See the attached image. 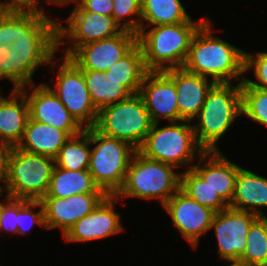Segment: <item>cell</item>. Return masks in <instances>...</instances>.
<instances>
[{"mask_svg": "<svg viewBox=\"0 0 267 266\" xmlns=\"http://www.w3.org/2000/svg\"><path fill=\"white\" fill-rule=\"evenodd\" d=\"M58 22L44 12H19V37L7 52L4 79L13 83L12 89L35 84L32 76L41 65H55L58 50Z\"/></svg>", "mask_w": 267, "mask_h": 266, "instance_id": "cell-1", "label": "cell"}, {"mask_svg": "<svg viewBox=\"0 0 267 266\" xmlns=\"http://www.w3.org/2000/svg\"><path fill=\"white\" fill-rule=\"evenodd\" d=\"M211 26L207 19L196 31L183 68L206 78L210 76L214 83H232V79L241 83L245 51L212 35Z\"/></svg>", "mask_w": 267, "mask_h": 266, "instance_id": "cell-2", "label": "cell"}, {"mask_svg": "<svg viewBox=\"0 0 267 266\" xmlns=\"http://www.w3.org/2000/svg\"><path fill=\"white\" fill-rule=\"evenodd\" d=\"M207 19L157 25L151 27V30L140 29L137 43L142 49L146 69L165 71L183 67L192 38Z\"/></svg>", "mask_w": 267, "mask_h": 266, "instance_id": "cell-3", "label": "cell"}, {"mask_svg": "<svg viewBox=\"0 0 267 266\" xmlns=\"http://www.w3.org/2000/svg\"><path fill=\"white\" fill-rule=\"evenodd\" d=\"M215 83L192 124L197 144L204 151H219L217 142L241 116V83Z\"/></svg>", "mask_w": 267, "mask_h": 266, "instance_id": "cell-4", "label": "cell"}, {"mask_svg": "<svg viewBox=\"0 0 267 266\" xmlns=\"http://www.w3.org/2000/svg\"><path fill=\"white\" fill-rule=\"evenodd\" d=\"M174 166L145 157L138 150L133 155L122 188L115 195L156 199L163 206L179 189L181 173Z\"/></svg>", "mask_w": 267, "mask_h": 266, "instance_id": "cell-5", "label": "cell"}, {"mask_svg": "<svg viewBox=\"0 0 267 266\" xmlns=\"http://www.w3.org/2000/svg\"><path fill=\"white\" fill-rule=\"evenodd\" d=\"M158 125L153 123L138 151L149 159L170 164L176 169L186 165L191 169L195 156L204 152L197 144L192 122L181 120L163 127Z\"/></svg>", "mask_w": 267, "mask_h": 266, "instance_id": "cell-6", "label": "cell"}, {"mask_svg": "<svg viewBox=\"0 0 267 266\" xmlns=\"http://www.w3.org/2000/svg\"><path fill=\"white\" fill-rule=\"evenodd\" d=\"M91 149L88 170L95 184L107 195L122 188L130 161L137 151L130 143L105 136L91 127Z\"/></svg>", "mask_w": 267, "mask_h": 266, "instance_id": "cell-7", "label": "cell"}, {"mask_svg": "<svg viewBox=\"0 0 267 266\" xmlns=\"http://www.w3.org/2000/svg\"><path fill=\"white\" fill-rule=\"evenodd\" d=\"M55 159L32 154L13 146L8 158L7 196L41 200L48 192Z\"/></svg>", "mask_w": 267, "mask_h": 266, "instance_id": "cell-8", "label": "cell"}, {"mask_svg": "<svg viewBox=\"0 0 267 266\" xmlns=\"http://www.w3.org/2000/svg\"><path fill=\"white\" fill-rule=\"evenodd\" d=\"M152 125L144 101L137 93L100 109L94 128L105 136L126 141L138 150Z\"/></svg>", "mask_w": 267, "mask_h": 266, "instance_id": "cell-9", "label": "cell"}, {"mask_svg": "<svg viewBox=\"0 0 267 266\" xmlns=\"http://www.w3.org/2000/svg\"><path fill=\"white\" fill-rule=\"evenodd\" d=\"M62 59L55 86L48 87L83 128L94 127L98 110L91 101L82 70L70 58Z\"/></svg>", "mask_w": 267, "mask_h": 266, "instance_id": "cell-10", "label": "cell"}, {"mask_svg": "<svg viewBox=\"0 0 267 266\" xmlns=\"http://www.w3.org/2000/svg\"><path fill=\"white\" fill-rule=\"evenodd\" d=\"M75 8L70 16L65 19L68 26H63L58 22L57 37L58 50L64 38L71 39V46L63 54L69 57L79 46L86 43L99 41L112 37L120 33L123 29L115 22L112 16H104L86 11L78 2H75Z\"/></svg>", "mask_w": 267, "mask_h": 266, "instance_id": "cell-11", "label": "cell"}, {"mask_svg": "<svg viewBox=\"0 0 267 266\" xmlns=\"http://www.w3.org/2000/svg\"><path fill=\"white\" fill-rule=\"evenodd\" d=\"M137 44V34L122 30L99 41L79 46L70 58L81 70L106 72Z\"/></svg>", "mask_w": 267, "mask_h": 266, "instance_id": "cell-12", "label": "cell"}, {"mask_svg": "<svg viewBox=\"0 0 267 266\" xmlns=\"http://www.w3.org/2000/svg\"><path fill=\"white\" fill-rule=\"evenodd\" d=\"M176 229L194 249L199 245L201 234L211 230L215 212L191 199L179 189L163 206Z\"/></svg>", "mask_w": 267, "mask_h": 266, "instance_id": "cell-13", "label": "cell"}, {"mask_svg": "<svg viewBox=\"0 0 267 266\" xmlns=\"http://www.w3.org/2000/svg\"><path fill=\"white\" fill-rule=\"evenodd\" d=\"M257 218L251 212L230 207L214 214L210 228L214 230L221 259H240L246 248L249 228Z\"/></svg>", "mask_w": 267, "mask_h": 266, "instance_id": "cell-14", "label": "cell"}, {"mask_svg": "<svg viewBox=\"0 0 267 266\" xmlns=\"http://www.w3.org/2000/svg\"><path fill=\"white\" fill-rule=\"evenodd\" d=\"M26 89L25 87L20 90L27 99L30 119L67 131L71 136L77 135L85 129L69 113L48 84L29 85V89L32 90L30 94Z\"/></svg>", "mask_w": 267, "mask_h": 266, "instance_id": "cell-15", "label": "cell"}, {"mask_svg": "<svg viewBox=\"0 0 267 266\" xmlns=\"http://www.w3.org/2000/svg\"><path fill=\"white\" fill-rule=\"evenodd\" d=\"M139 94L153 123L180 121L175 82L165 71H148Z\"/></svg>", "mask_w": 267, "mask_h": 266, "instance_id": "cell-16", "label": "cell"}, {"mask_svg": "<svg viewBox=\"0 0 267 266\" xmlns=\"http://www.w3.org/2000/svg\"><path fill=\"white\" fill-rule=\"evenodd\" d=\"M107 196L106 193H86L67 198L43 197L46 229L60 228L62 236L84 216L92 212Z\"/></svg>", "mask_w": 267, "mask_h": 266, "instance_id": "cell-17", "label": "cell"}, {"mask_svg": "<svg viewBox=\"0 0 267 266\" xmlns=\"http://www.w3.org/2000/svg\"><path fill=\"white\" fill-rule=\"evenodd\" d=\"M115 195H107L87 216L76 222L63 236L66 242H88L107 238L124 231L120 217L115 212Z\"/></svg>", "mask_w": 267, "mask_h": 266, "instance_id": "cell-18", "label": "cell"}, {"mask_svg": "<svg viewBox=\"0 0 267 266\" xmlns=\"http://www.w3.org/2000/svg\"><path fill=\"white\" fill-rule=\"evenodd\" d=\"M165 72L175 82L180 121L192 122L200 112L208 91L215 83L204 76L188 72L183 67L168 69Z\"/></svg>", "mask_w": 267, "mask_h": 266, "instance_id": "cell-19", "label": "cell"}, {"mask_svg": "<svg viewBox=\"0 0 267 266\" xmlns=\"http://www.w3.org/2000/svg\"><path fill=\"white\" fill-rule=\"evenodd\" d=\"M202 164H194L192 169L210 187L230 204L235 193V179L241 166L228 160L221 151H204L198 156Z\"/></svg>", "mask_w": 267, "mask_h": 266, "instance_id": "cell-20", "label": "cell"}, {"mask_svg": "<svg viewBox=\"0 0 267 266\" xmlns=\"http://www.w3.org/2000/svg\"><path fill=\"white\" fill-rule=\"evenodd\" d=\"M29 118L28 102L21 90L12 89L8 98L0 94L1 141L12 147L17 146L22 140Z\"/></svg>", "mask_w": 267, "mask_h": 266, "instance_id": "cell-21", "label": "cell"}, {"mask_svg": "<svg viewBox=\"0 0 267 266\" xmlns=\"http://www.w3.org/2000/svg\"><path fill=\"white\" fill-rule=\"evenodd\" d=\"M229 207L266 217L262 207H267V178L239 169L235 179V193Z\"/></svg>", "mask_w": 267, "mask_h": 266, "instance_id": "cell-22", "label": "cell"}, {"mask_svg": "<svg viewBox=\"0 0 267 266\" xmlns=\"http://www.w3.org/2000/svg\"><path fill=\"white\" fill-rule=\"evenodd\" d=\"M70 137L67 131L29 118L22 140L16 147L28 153L55 158Z\"/></svg>", "mask_w": 267, "mask_h": 266, "instance_id": "cell-23", "label": "cell"}, {"mask_svg": "<svg viewBox=\"0 0 267 266\" xmlns=\"http://www.w3.org/2000/svg\"><path fill=\"white\" fill-rule=\"evenodd\" d=\"M86 193H105L95 184L88 169L66 170L55 166L44 197L67 198Z\"/></svg>", "mask_w": 267, "mask_h": 266, "instance_id": "cell-24", "label": "cell"}, {"mask_svg": "<svg viewBox=\"0 0 267 266\" xmlns=\"http://www.w3.org/2000/svg\"><path fill=\"white\" fill-rule=\"evenodd\" d=\"M147 72L142 49L137 43L105 72V78L120 83L131 94H137Z\"/></svg>", "mask_w": 267, "mask_h": 266, "instance_id": "cell-25", "label": "cell"}, {"mask_svg": "<svg viewBox=\"0 0 267 266\" xmlns=\"http://www.w3.org/2000/svg\"><path fill=\"white\" fill-rule=\"evenodd\" d=\"M188 20L193 19L180 0H141L140 29H146L149 25L177 24ZM143 21L147 25H143Z\"/></svg>", "mask_w": 267, "mask_h": 266, "instance_id": "cell-26", "label": "cell"}, {"mask_svg": "<svg viewBox=\"0 0 267 266\" xmlns=\"http://www.w3.org/2000/svg\"><path fill=\"white\" fill-rule=\"evenodd\" d=\"M83 77L95 108L99 111L105 106L120 102L132 95L123 85L105 78V72L82 70Z\"/></svg>", "mask_w": 267, "mask_h": 266, "instance_id": "cell-27", "label": "cell"}, {"mask_svg": "<svg viewBox=\"0 0 267 266\" xmlns=\"http://www.w3.org/2000/svg\"><path fill=\"white\" fill-rule=\"evenodd\" d=\"M91 127L71 136L59 150L55 166L66 170L88 169L91 153Z\"/></svg>", "mask_w": 267, "mask_h": 266, "instance_id": "cell-28", "label": "cell"}, {"mask_svg": "<svg viewBox=\"0 0 267 266\" xmlns=\"http://www.w3.org/2000/svg\"><path fill=\"white\" fill-rule=\"evenodd\" d=\"M180 189L191 199L210 208L215 213L223 211L229 204L214 191L192 168L189 167L181 174Z\"/></svg>", "mask_w": 267, "mask_h": 266, "instance_id": "cell-29", "label": "cell"}, {"mask_svg": "<svg viewBox=\"0 0 267 266\" xmlns=\"http://www.w3.org/2000/svg\"><path fill=\"white\" fill-rule=\"evenodd\" d=\"M241 261L252 266H267V216L258 217L246 236V248Z\"/></svg>", "mask_w": 267, "mask_h": 266, "instance_id": "cell-30", "label": "cell"}, {"mask_svg": "<svg viewBox=\"0 0 267 266\" xmlns=\"http://www.w3.org/2000/svg\"><path fill=\"white\" fill-rule=\"evenodd\" d=\"M242 115L267 127V90L241 82Z\"/></svg>", "mask_w": 267, "mask_h": 266, "instance_id": "cell-31", "label": "cell"}, {"mask_svg": "<svg viewBox=\"0 0 267 266\" xmlns=\"http://www.w3.org/2000/svg\"><path fill=\"white\" fill-rule=\"evenodd\" d=\"M19 37V12L0 11V79H4L5 56Z\"/></svg>", "mask_w": 267, "mask_h": 266, "instance_id": "cell-32", "label": "cell"}, {"mask_svg": "<svg viewBox=\"0 0 267 266\" xmlns=\"http://www.w3.org/2000/svg\"><path fill=\"white\" fill-rule=\"evenodd\" d=\"M112 1V17L114 18L115 22L121 29L138 34L141 25V0ZM133 16H135V18H133ZM124 18L127 20H124ZM122 19L124 20V22H122Z\"/></svg>", "mask_w": 267, "mask_h": 266, "instance_id": "cell-33", "label": "cell"}, {"mask_svg": "<svg viewBox=\"0 0 267 266\" xmlns=\"http://www.w3.org/2000/svg\"><path fill=\"white\" fill-rule=\"evenodd\" d=\"M36 207H39L37 212L33 211ZM34 224L46 229L43 203L41 200L19 199L17 234L26 235Z\"/></svg>", "mask_w": 267, "mask_h": 266, "instance_id": "cell-34", "label": "cell"}, {"mask_svg": "<svg viewBox=\"0 0 267 266\" xmlns=\"http://www.w3.org/2000/svg\"><path fill=\"white\" fill-rule=\"evenodd\" d=\"M245 72L252 69L257 81L244 77V82L250 87L267 90V52H257L255 55L245 52Z\"/></svg>", "mask_w": 267, "mask_h": 266, "instance_id": "cell-35", "label": "cell"}, {"mask_svg": "<svg viewBox=\"0 0 267 266\" xmlns=\"http://www.w3.org/2000/svg\"><path fill=\"white\" fill-rule=\"evenodd\" d=\"M0 207V233L3 230L17 234L19 221V199L5 197Z\"/></svg>", "mask_w": 267, "mask_h": 266, "instance_id": "cell-36", "label": "cell"}, {"mask_svg": "<svg viewBox=\"0 0 267 266\" xmlns=\"http://www.w3.org/2000/svg\"><path fill=\"white\" fill-rule=\"evenodd\" d=\"M39 0H8L0 2V11L14 12H44L39 6Z\"/></svg>", "mask_w": 267, "mask_h": 266, "instance_id": "cell-37", "label": "cell"}, {"mask_svg": "<svg viewBox=\"0 0 267 266\" xmlns=\"http://www.w3.org/2000/svg\"><path fill=\"white\" fill-rule=\"evenodd\" d=\"M86 11L104 16H112V0H78L77 1Z\"/></svg>", "mask_w": 267, "mask_h": 266, "instance_id": "cell-38", "label": "cell"}, {"mask_svg": "<svg viewBox=\"0 0 267 266\" xmlns=\"http://www.w3.org/2000/svg\"><path fill=\"white\" fill-rule=\"evenodd\" d=\"M12 146L0 140V181L6 184L8 177V158Z\"/></svg>", "mask_w": 267, "mask_h": 266, "instance_id": "cell-39", "label": "cell"}, {"mask_svg": "<svg viewBox=\"0 0 267 266\" xmlns=\"http://www.w3.org/2000/svg\"><path fill=\"white\" fill-rule=\"evenodd\" d=\"M78 0H47V2H49V3H53V4H56V5H65V4H67V3H72V2H77Z\"/></svg>", "mask_w": 267, "mask_h": 266, "instance_id": "cell-40", "label": "cell"}, {"mask_svg": "<svg viewBox=\"0 0 267 266\" xmlns=\"http://www.w3.org/2000/svg\"><path fill=\"white\" fill-rule=\"evenodd\" d=\"M228 262H231V264L228 266H252V265H248L247 263L241 261V260H228Z\"/></svg>", "mask_w": 267, "mask_h": 266, "instance_id": "cell-41", "label": "cell"}, {"mask_svg": "<svg viewBox=\"0 0 267 266\" xmlns=\"http://www.w3.org/2000/svg\"><path fill=\"white\" fill-rule=\"evenodd\" d=\"M0 182H2V181H0ZM3 189L5 190V186L2 187V186L0 185V197H1V194H2Z\"/></svg>", "mask_w": 267, "mask_h": 266, "instance_id": "cell-42", "label": "cell"}]
</instances>
